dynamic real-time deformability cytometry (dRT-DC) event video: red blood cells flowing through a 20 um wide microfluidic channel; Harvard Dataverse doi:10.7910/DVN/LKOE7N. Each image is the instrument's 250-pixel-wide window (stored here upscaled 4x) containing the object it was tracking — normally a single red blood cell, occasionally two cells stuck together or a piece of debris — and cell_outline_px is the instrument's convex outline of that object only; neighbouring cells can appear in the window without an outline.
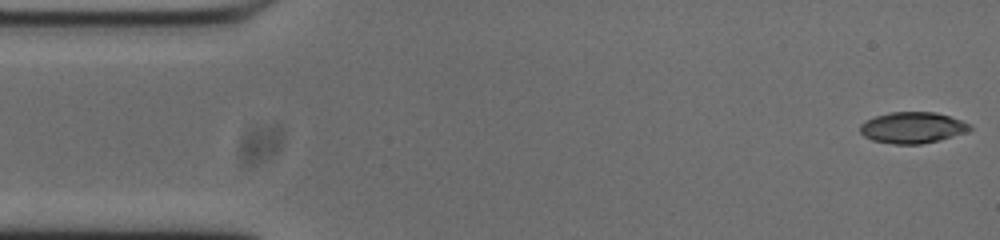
{"species": "common noctule bat (a hibernating species)", "species_latin": "Nyctalus noctula", "temperature_condition": "cold", "stored_images_in_passage": 53, "camera_frame_rate_fps": 3000, "um_per_image_px": 0.085, "animal": {"sex": "male", "body_mass_g": 20.0, "forearm_length_mm": 53.3}, "frame": {"image": 1, "passage_image": 1, "time_ms": 0.0, "image_size_px": [1000, 240], "cell_outline_px": [[972, 128], [968, 132], [920, 144], [896, 144], [872, 140], [864, 136], [860, 132], [860, 124], [876, 116], [892, 112], [936, 112], [960, 120], [968, 124]], "centroid_in_image_um": [77.54, 10.85], "position_along_channel_um": 7.5, "area_um2": 19.59}}
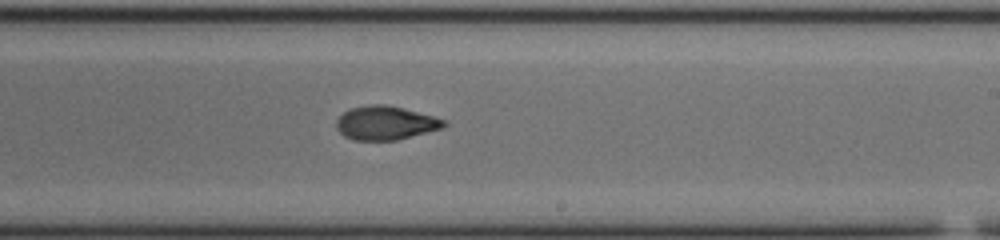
{"frame": {"image": 2, "passage_image": 30, "time_ms": 9.667, "image_size_px": [1000, 240], "cell_outline_px": [[448, 124], [444, 128], [396, 140], [352, 140], [344, 136], [336, 128], [336, 120], [344, 112], [352, 108], [368, 104], [388, 104], [404, 108], [432, 116], [444, 120]], "centroid_in_image_um": [32.76, 10.45], "position_along_channel_um": 256.2, "area_um2": 21.21}}
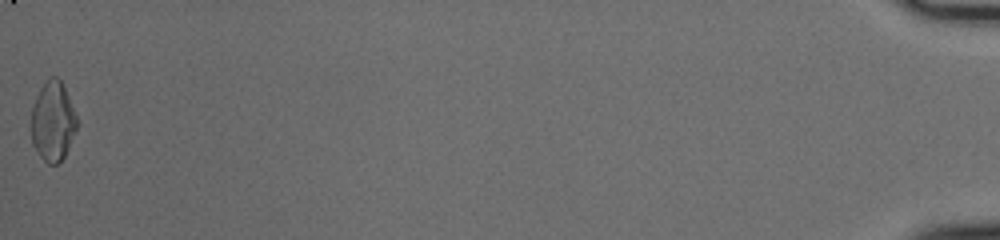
{"frame": {"image": 3, "passage_image": 53, "time_ms": 17.333, "image_size_px": [1000, 240], "cell_outline_px": [[76, 128], [68, 148], [64, 156], [56, 164], [48, 164], [40, 156], [32, 144], [32, 108], [36, 96], [40, 88], [52, 76], [56, 76], [60, 80], [68, 96], [76, 116]], "centroid_in_image_um": [4.47, 10.33], "position_along_channel_um": 430.7, "area_um2": 20.63}, "authors_computed_cell_mechanics": {"area_um2": 20.8658, "velocity_mm_per_s": 3.7413, "shape_relaxation_time_tau1_ms": 6.5968, "shape_relaxation_time_tau2_ms": 2.8857, "deformation_change_tau1": 0.2186, "deformation_change_tau2": 0.0786}}